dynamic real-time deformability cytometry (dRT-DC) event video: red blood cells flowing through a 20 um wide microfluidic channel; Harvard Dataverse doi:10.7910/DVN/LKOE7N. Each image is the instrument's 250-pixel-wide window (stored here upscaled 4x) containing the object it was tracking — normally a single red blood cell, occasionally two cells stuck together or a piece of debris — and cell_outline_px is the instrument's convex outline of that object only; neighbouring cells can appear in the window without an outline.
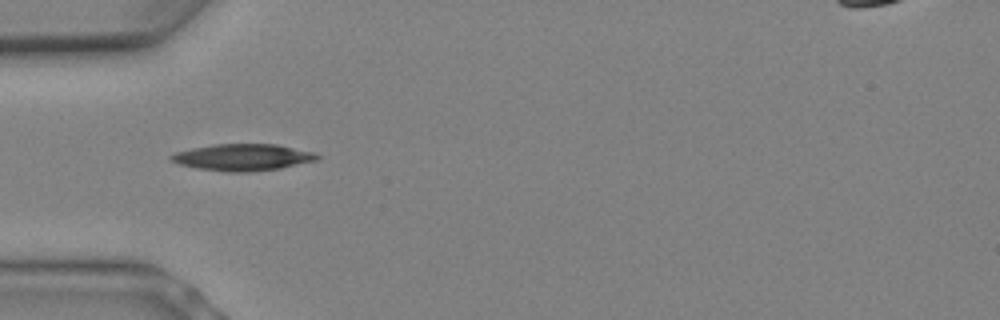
{"species": "Egyptian fruit bat (a non-hibernating species)", "species_latin": "Rousettus aegyptiacus", "temperature_condition": "warm", "stored_images_in_passage": 3, "camera_frame_rate_fps": 3000, "um_per_image_px": 0.085, "animal": {"sex": "female"}, "frame": {"image": 1, "passage_image": 2, "time_ms": 0.333, "image_size_px": [1000, 320], "cell_outline_px": [[320, 156], [316, 160], [280, 168], [248, 172], [228, 172], [196, 168], [180, 164], [168, 160], [168, 156], [176, 152], [192, 148], [212, 144], [276, 144], [316, 152]], "centroid_in_image_um": [20.61, 13.36], "position_along_channel_um": 64.4, "area_um2": 22.77}}